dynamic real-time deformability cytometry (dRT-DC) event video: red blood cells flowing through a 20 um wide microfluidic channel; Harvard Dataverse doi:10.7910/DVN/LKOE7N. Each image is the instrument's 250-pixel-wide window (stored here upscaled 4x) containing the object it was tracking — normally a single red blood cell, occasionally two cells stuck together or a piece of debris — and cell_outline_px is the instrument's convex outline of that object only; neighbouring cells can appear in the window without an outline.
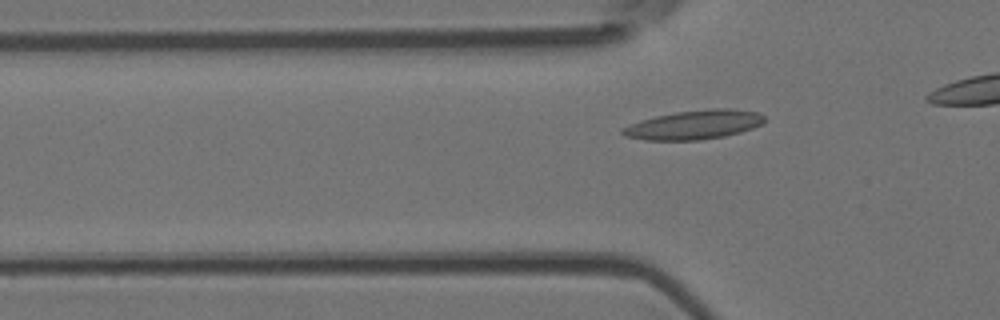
{"species": "Egyptian fruit bat (a non-hibernating species)", "species_latin": "Rousettus aegyptiacus", "temperature_condition": "room temperature", "stored_images_in_passage": 6, "segment_of_instrument_passage": [2, 2], "camera_frame_rate_fps": 3000, "um_per_image_px": 0.085, "animal": {"sex": "female"}, "frame": {"image": 1, "passage_image": 6, "time_ms": 1.667, "image_size_px": [1000, 320], "cell_outline_px": [[764, 124], [740, 132], [724, 136], [700, 140], [644, 140], [624, 136], [620, 132], [620, 128], [628, 124], [640, 120], [656, 116], [676, 112], [712, 108], [732, 108], [760, 112], [764, 116]], "centroid_in_image_um": [58.99, 10.6], "position_along_channel_um": 66.8, "area_um2": 24.33}}